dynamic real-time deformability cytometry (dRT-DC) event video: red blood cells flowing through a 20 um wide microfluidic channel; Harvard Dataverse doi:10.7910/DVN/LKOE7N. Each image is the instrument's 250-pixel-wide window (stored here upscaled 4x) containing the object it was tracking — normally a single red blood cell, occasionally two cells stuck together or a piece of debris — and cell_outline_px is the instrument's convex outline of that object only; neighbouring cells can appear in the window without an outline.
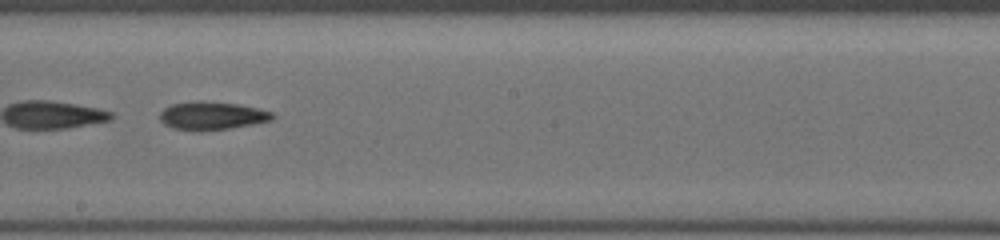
{"species": "common noctule bat (a hibernating species)", "species_latin": "Nyctalus noctula", "temperature_condition": "cold", "stored_images_in_passage": 49, "segment_of_instrument_passage": [2, 2], "camera_frame_rate_fps": 3000, "um_per_image_px": 0.085, "animal": {"sex": "female", "body_mass_g": 19.5, "forearm_length_mm": 54.1}, "frame": {"image": 1, "passage_image": 30, "time_ms": 9.667, "image_size_px": [1000, 240], "cell_outline_px": [[276, 116], [272, 120], [252, 124], [228, 128], [172, 128], [164, 124], [160, 120], [160, 112], [164, 108], [172, 104], [196, 100], [236, 104], [256, 108], [272, 112]], "centroid_in_image_um": [18.02, 9.79], "position_along_channel_um": 230.2, "area_um2": 17.69}}
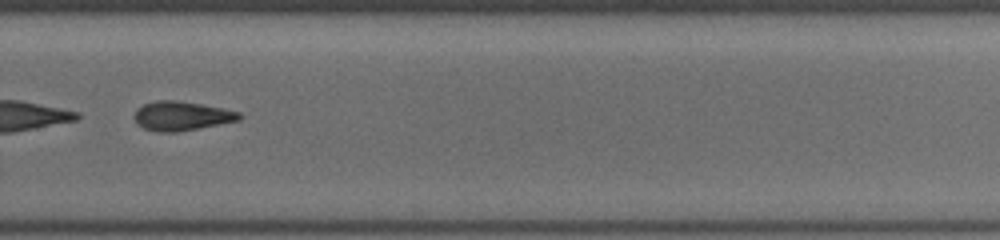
{"frame": {"image": 2, "passage_image": 36, "time_ms": 11.667, "image_size_px": [1000, 240], "cell_outline_px": [[244, 116], [240, 120], [220, 124], [176, 132], [160, 132], [144, 128], [136, 124], [132, 116], [136, 108], [144, 104], [156, 100], [176, 100], [224, 108], [240, 112]], "centroid_in_image_um": [15.42, 9.85], "position_along_channel_um": 314.4, "area_um2": 18.03}}
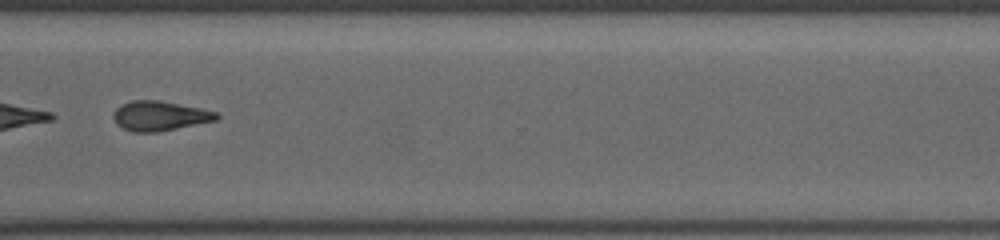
{"frame": {"image": 3, "passage_image": 39, "time_ms": 12.667, "image_size_px": [1000, 240], "cell_outline_px": [[220, 116], [216, 120], [156, 132], [132, 132], [116, 124], [112, 116], [116, 108], [132, 100], [160, 100], [220, 112]], "centroid_in_image_um": [13.58, 9.84], "position_along_channel_um": 357.0, "area_um2": 17.74}}